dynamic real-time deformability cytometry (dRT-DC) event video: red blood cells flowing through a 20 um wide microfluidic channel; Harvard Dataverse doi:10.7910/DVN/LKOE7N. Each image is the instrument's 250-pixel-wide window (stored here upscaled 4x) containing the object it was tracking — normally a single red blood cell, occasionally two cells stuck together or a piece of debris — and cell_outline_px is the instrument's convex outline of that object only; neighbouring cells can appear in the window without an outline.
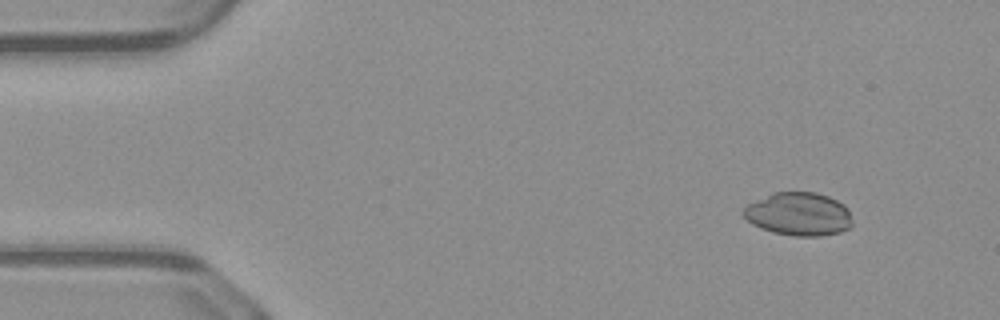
{"species": "common noctule bat (a hibernating species)", "species_latin": "Nyctalus noctula", "temperature_condition": "warm", "stored_images_in_passage": 49, "camera_frame_rate_fps": 3000, "um_per_image_px": 0.085, "animal": {"sex": "male", "body_mass_g": 23.1, "forearm_length_mm": 52.7}, "frame": {"image": 1, "passage_image": 6, "time_ms": 1.667, "image_size_px": [1000, 320], "cell_outline_px": [[852, 224], [848, 228], [840, 232], [820, 236], [792, 236], [772, 232], [760, 228], [752, 224], [740, 212], [748, 204], [772, 192], [816, 192], [828, 196], [844, 204], [848, 208], [852, 220]], "centroid_in_image_um": [67.88, 18.19], "position_along_channel_um": 17.1, "area_um2": 27.63}}
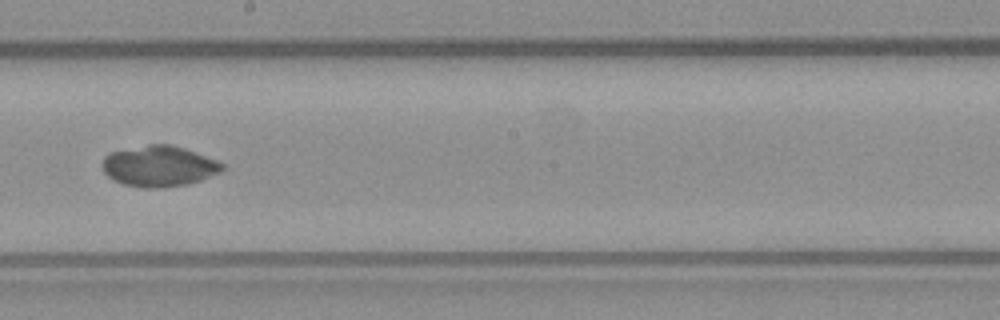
{"frame": {"image": 2, "passage_image": 29, "time_ms": 9.333, "image_size_px": [1000, 320], "cell_outline_px": [[228, 168], [220, 172], [200, 180], [188, 184], [164, 188], [144, 188], [124, 184], [112, 180], [104, 172], [104, 156], [108, 152], [148, 144], [172, 144], [184, 148], [216, 160], [224, 164]], "centroid_in_image_um": [13.53, 14.12], "position_along_channel_um": 234.7, "area_um2": 28.67}}
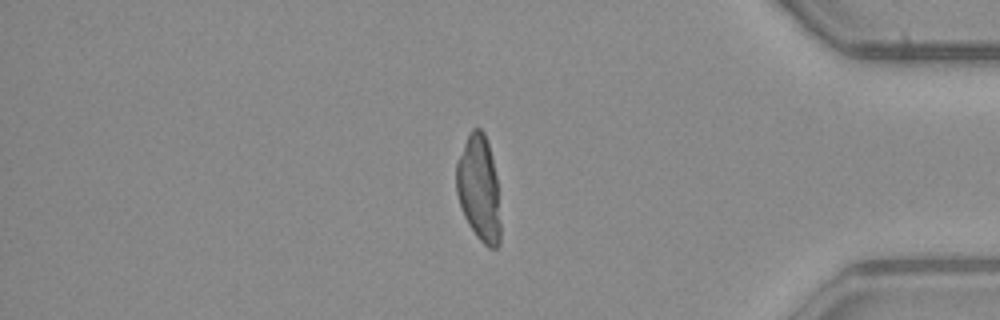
{"frame": {"image": 3, "passage_image": 43, "time_ms": 14.0, "image_size_px": [1000, 320], "cell_outline_px": [[500, 244], [496, 248], [488, 248], [476, 236], [468, 224], [464, 216], [456, 192], [456, 164], [464, 144], [472, 128], [480, 128], [484, 132], [488, 144], [496, 176], [500, 224]], "centroid_in_image_um": [40.7, 16.05], "position_along_channel_um": 394.5, "area_um2": 26.93}}